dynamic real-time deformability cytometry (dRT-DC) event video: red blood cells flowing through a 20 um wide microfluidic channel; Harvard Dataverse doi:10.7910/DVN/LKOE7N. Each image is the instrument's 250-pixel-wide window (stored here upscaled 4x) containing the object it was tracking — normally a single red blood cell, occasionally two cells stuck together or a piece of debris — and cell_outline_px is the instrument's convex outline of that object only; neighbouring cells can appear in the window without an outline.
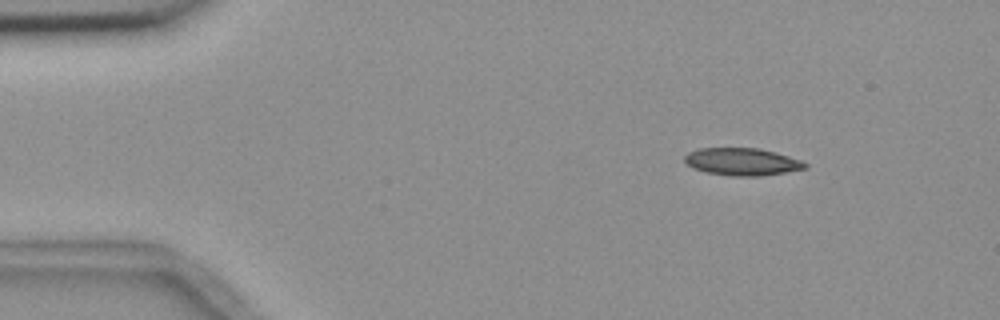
{"species": "common noctule bat (a hibernating species)", "species_latin": "Nyctalus noctula", "temperature_condition": "room temperature", "stored_images_in_passage": 10, "camera_frame_rate_fps": 3000, "um_per_image_px": 0.085, "animal": {"sex": "female", "body_mass_g": 18.4}, "frame": {"image": 1, "passage_image": 1, "time_ms": 0.0, "image_size_px": [1000, 320], "cell_outline_px": [[808, 168], [760, 176], [732, 176], [708, 172], [692, 168], [684, 160], [684, 156], [688, 152], [700, 148], [760, 148], [776, 152], [800, 160], [808, 164]], "centroid_in_image_um": [63.08, 13.74], "position_along_channel_um": 21.9, "area_um2": 19.19}}
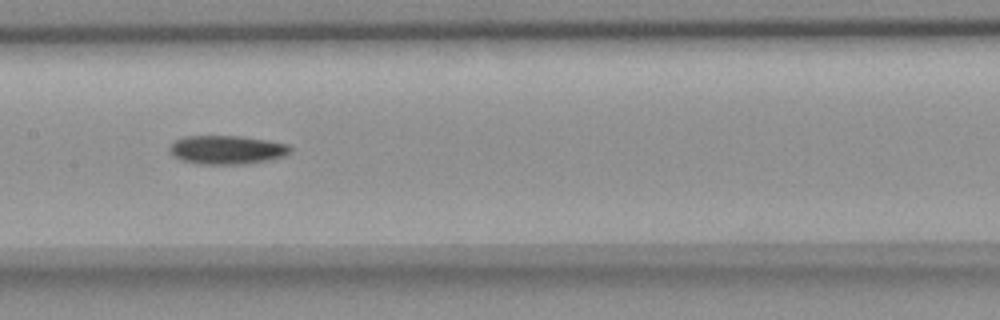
{"frame": {"image": 2, "passage_image": 7, "time_ms": 6.667, "image_size_px": [1000, 320], "cell_outline_px": [[292, 148], [284, 156], [268, 160], [244, 164], [196, 164], [180, 160], [172, 156], [168, 148], [176, 140], [184, 136], [240, 136], [268, 140], [288, 144]], "centroid_in_image_um": [19.25, 12.73], "position_along_channel_um": 188.2, "area_um2": 20.29}}
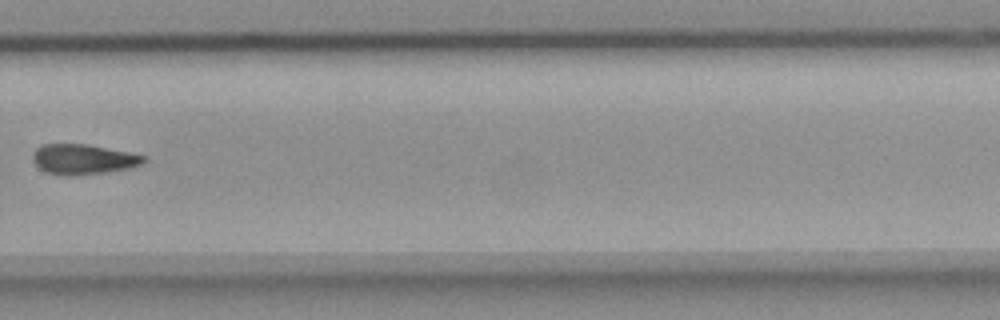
{"frame": {"image": 3, "passage_image": 10, "time_ms": 10.333, "image_size_px": [1000, 320], "cell_outline_px": [[144, 160], [140, 164], [128, 168], [72, 176], [64, 176], [48, 172], [40, 168], [32, 160], [32, 152], [40, 144], [88, 144], [128, 152], [144, 156]], "centroid_in_image_um": [6.99, 13.52], "position_along_channel_um": 322.8, "area_um2": 19.19}}